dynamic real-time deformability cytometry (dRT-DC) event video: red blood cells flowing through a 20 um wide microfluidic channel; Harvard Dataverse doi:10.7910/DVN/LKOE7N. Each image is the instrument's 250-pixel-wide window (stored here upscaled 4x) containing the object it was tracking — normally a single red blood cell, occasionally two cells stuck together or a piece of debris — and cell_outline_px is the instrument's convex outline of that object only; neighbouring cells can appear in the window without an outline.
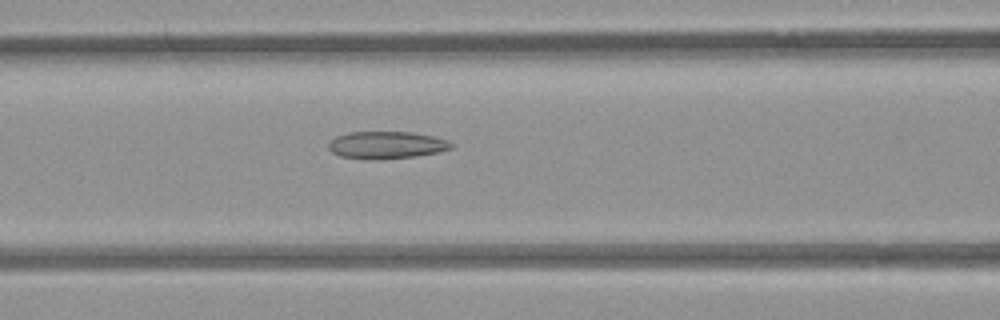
{"species": "common noctule bat (a hibernating species)", "species_latin": "Nyctalus noctula", "temperature_condition": "room temperature", "stored_images_in_passage": 38, "camera_frame_rate_fps": 3000, "um_per_image_px": 0.085, "animal": {"sex": "female", "body_mass_g": 21.9}, "frame": {"image": 1, "passage_image": 8, "time_ms": 2.333, "image_size_px": [1000, 320], "cell_outline_px": [[456, 144], [452, 148], [436, 152], [416, 156], [340, 156], [332, 152], [328, 148], [328, 144], [336, 136], [348, 132], [412, 132], [432, 136], [448, 140]], "centroid_in_image_um": [32.91, 12.26], "position_along_channel_um": 133.7, "area_um2": 18.44}}
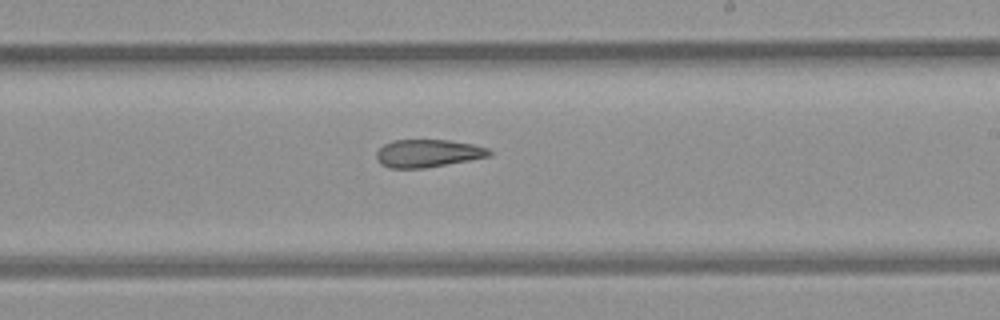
{"frame": {"image": 2, "passage_image": 17, "time_ms": 5.333, "image_size_px": [1000, 320], "cell_outline_px": [[492, 156], [424, 168], [388, 168], [380, 164], [376, 160], [376, 152], [384, 144], [392, 140], [448, 140], [472, 144], [488, 148], [492, 152]], "centroid_in_image_um": [36.35, 13.03], "position_along_channel_um": 252.7, "area_um2": 18.32}}
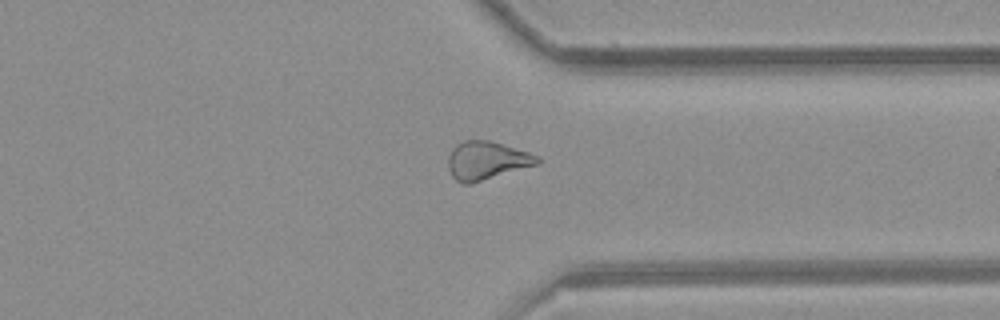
{"frame": {"image": 3, "passage_image": 26, "time_ms": 8.333, "image_size_px": [1000, 320], "cell_outline_px": [[540, 164], [472, 184], [464, 184], [456, 180], [452, 176], [448, 168], [448, 156], [452, 148], [456, 144], [464, 140], [488, 140], [528, 152], [540, 156]], "centroid_in_image_um": [41.37, 13.66], "position_along_channel_um": 370.0, "area_um2": 20.11}, "authors_computed_cell_mechanics": {"area_um2": 19.6231, "velocity_mm_per_s": 3.9695, "shape_relaxation_time_tau1_ms": null, "shape_relaxation_time_tau2_ms": 7.4659, "deformation_change_tau1": null, "deformation_change_tau2": 0.1837}}